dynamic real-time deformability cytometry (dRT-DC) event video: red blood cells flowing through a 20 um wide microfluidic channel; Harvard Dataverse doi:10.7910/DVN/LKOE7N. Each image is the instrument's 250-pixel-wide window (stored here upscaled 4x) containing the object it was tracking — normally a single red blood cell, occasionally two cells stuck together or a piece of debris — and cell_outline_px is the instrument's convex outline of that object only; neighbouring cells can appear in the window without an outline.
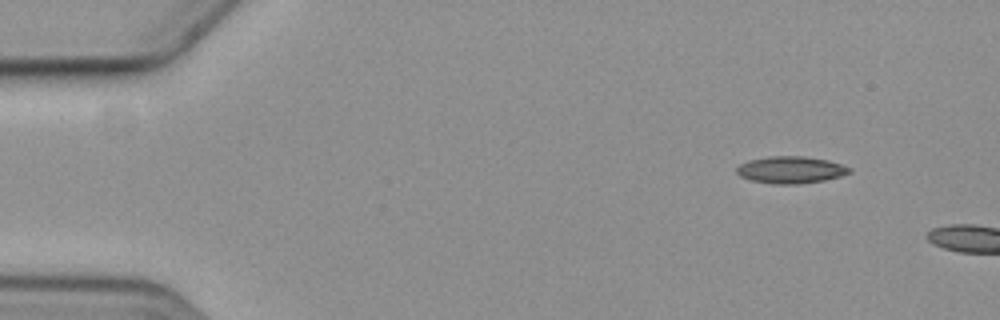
{"species": "common noctule bat (a hibernating species)", "species_latin": "Nyctalus noctula", "temperature_condition": "cold", "stored_images_in_passage": 4, "camera_frame_rate_fps": 3000, "um_per_image_px": 0.085, "animal": {"sex": "female", "body_mass_g": 19.3, "forearm_length_mm": 54.1}, "frame": {"image": 1, "passage_image": 1, "time_ms": 0.0, "image_size_px": [1000, 320], "cell_outline_px": [[852, 172], [840, 176], [824, 180], [796, 184], [772, 184], [752, 180], [740, 176], [736, 172], [736, 168], [740, 164], [748, 160], [768, 156], [804, 156], [828, 160], [852, 168]], "centroid_in_image_um": [67.2, 14.43], "position_along_channel_um": 17.8, "area_um2": 17.74}}
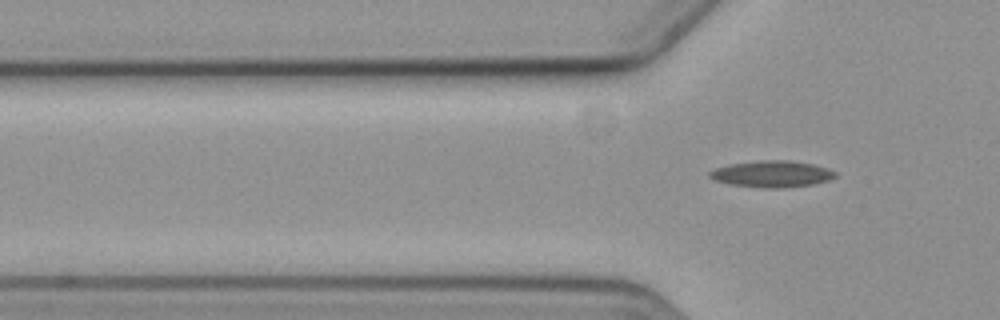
{"frame": {"image": 2, "passage_image": 4, "time_ms": 4.0, "image_size_px": [1000, 320], "cell_outline_px": [[836, 176], [828, 180], [812, 184], [780, 188], [764, 188], [732, 184], [716, 180], [708, 176], [708, 172], [716, 168], [728, 164], [760, 160], [792, 160], [812, 164], [828, 168], [836, 172]], "centroid_in_image_um": [65.61, 14.77], "position_along_channel_um": 60.2, "area_um2": 19.31}}